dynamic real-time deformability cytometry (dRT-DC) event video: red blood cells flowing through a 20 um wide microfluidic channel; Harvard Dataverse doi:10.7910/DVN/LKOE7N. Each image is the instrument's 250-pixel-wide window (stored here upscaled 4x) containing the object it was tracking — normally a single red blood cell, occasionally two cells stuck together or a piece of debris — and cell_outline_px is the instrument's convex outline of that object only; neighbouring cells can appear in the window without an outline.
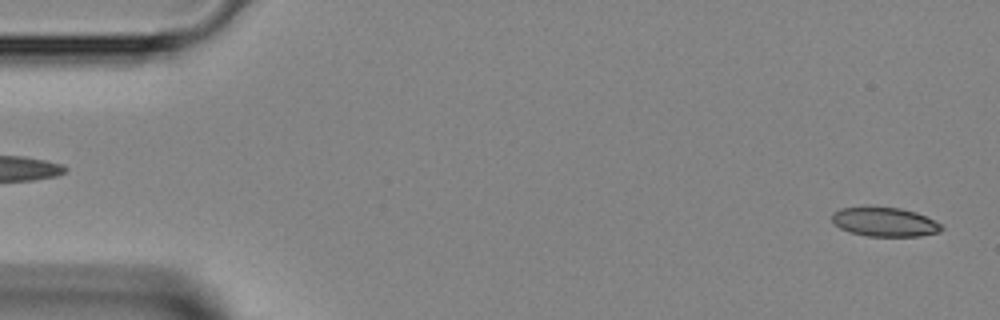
{"species": "Egyptian fruit bat (a non-hibernating species)", "species_latin": "Rousettus aegyptiacus", "temperature_condition": "room temperature", "stored_images_in_passage": 45, "camera_frame_rate_fps": 3000, "um_per_image_px": 0.085, "animal": {"sex": "female"}, "frame": {"image": 1, "passage_image": 1, "time_ms": 0.0, "image_size_px": [1000, 320], "cell_outline_px": [[944, 228], [940, 232], [920, 236], [868, 236], [852, 232], [840, 228], [832, 220], [832, 212], [840, 208], [864, 204], [868, 204], [900, 208], [916, 212], [940, 224]], "centroid_in_image_um": [75.14, 18.82], "position_along_channel_um": 9.9, "area_um2": 19.07}}
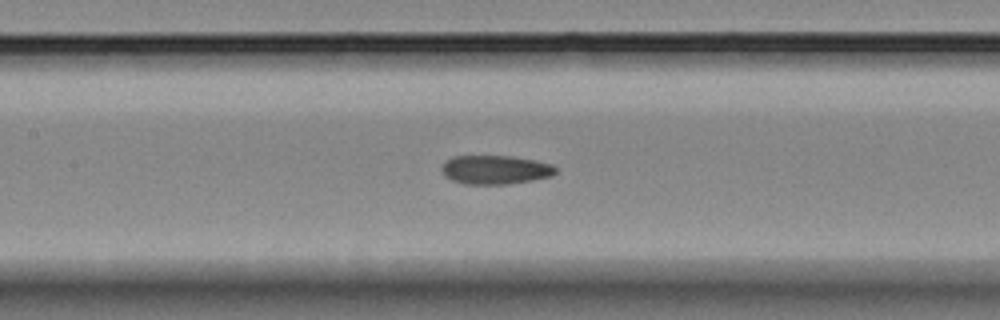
{"frame": {"image": 2, "passage_image": 20, "time_ms": 6.333, "image_size_px": [1000, 320], "cell_outline_px": [[556, 172], [552, 176], [532, 180], [508, 184], [464, 184], [452, 180], [444, 176], [440, 168], [444, 160], [452, 156], [512, 156], [552, 164], [556, 168]], "centroid_in_image_um": [42.05, 14.42], "position_along_channel_um": 165.4, "area_um2": 19.31}}
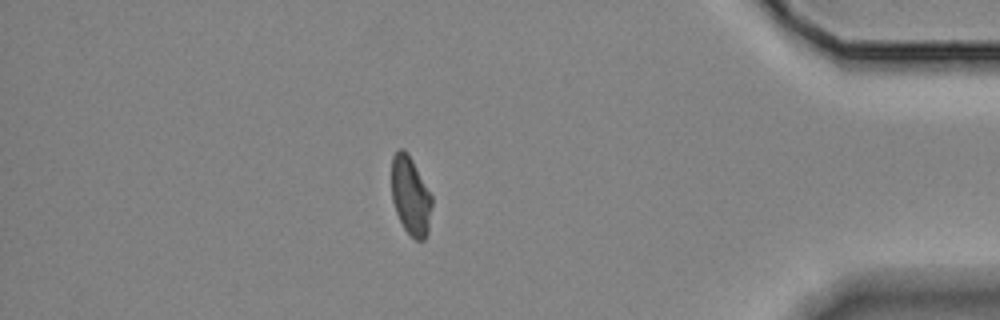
{"frame": {"image": 3, "passage_image": 39, "time_ms": 12.667, "image_size_px": [1000, 320], "cell_outline_px": [[432, 204], [428, 232], [424, 240], [416, 240], [404, 228], [396, 212], [392, 200], [392, 156], [400, 148], [404, 148], [408, 152], [432, 196]], "centroid_in_image_um": [34.9, 16.63], "position_along_channel_um": 400.3, "area_um2": 18.38}}